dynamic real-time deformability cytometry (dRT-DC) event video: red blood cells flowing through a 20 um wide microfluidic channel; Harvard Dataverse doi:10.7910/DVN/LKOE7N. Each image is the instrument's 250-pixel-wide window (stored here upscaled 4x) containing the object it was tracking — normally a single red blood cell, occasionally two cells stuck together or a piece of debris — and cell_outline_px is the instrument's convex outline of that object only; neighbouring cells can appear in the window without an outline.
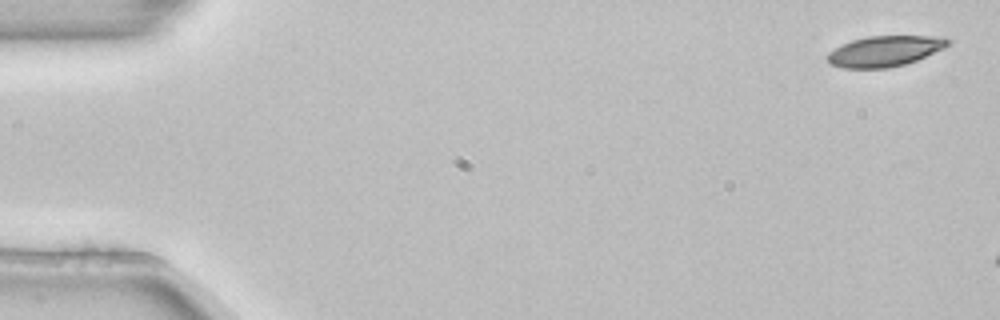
{"species": "common noctule bat (a hibernating species)", "species_latin": "Nyctalus noctula", "temperature_condition": "room temperature", "stored_images_in_passage": 5, "camera_frame_rate_fps": 3000, "um_per_image_px": 0.085, "animal": {"sex": "female", "body_mass_g": 22.7, "forearm_length_mm": 54.2}, "frame": {"image": 1, "passage_image": 1, "time_ms": 0.0, "image_size_px": [1000, 320], "cell_outline_px": [[952, 40], [944, 48], [916, 60], [904, 64], [888, 68], [844, 68], [828, 64], [824, 56], [828, 52], [840, 44], [852, 40], [868, 36], [944, 36]], "centroid_in_image_um": [75.15, 4.34], "position_along_channel_um": 9.8, "area_um2": 21.73}}
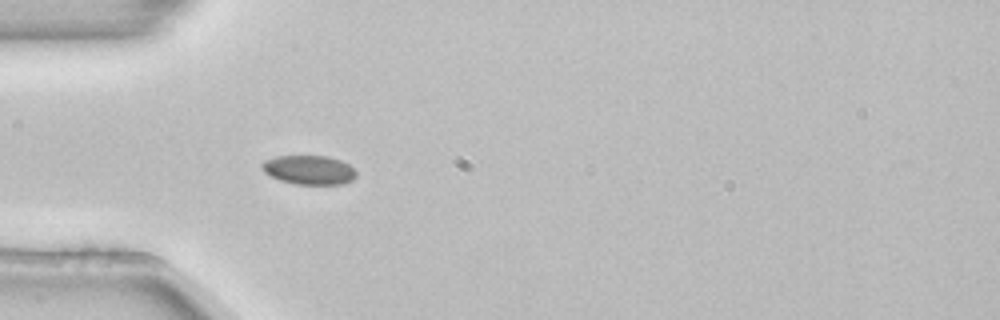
{"frame": {"image": 2, "passage_image": 5, "time_ms": 1.333, "image_size_px": [1000, 320], "cell_outline_px": [[356, 176], [352, 180], [344, 184], [296, 184], [280, 180], [264, 172], [260, 164], [264, 160], [276, 156], [328, 156], [340, 160], [348, 164], [356, 172]], "centroid_in_image_um": [26.26, 14.44], "position_along_channel_um": 58.7, "area_um2": 15.95}}